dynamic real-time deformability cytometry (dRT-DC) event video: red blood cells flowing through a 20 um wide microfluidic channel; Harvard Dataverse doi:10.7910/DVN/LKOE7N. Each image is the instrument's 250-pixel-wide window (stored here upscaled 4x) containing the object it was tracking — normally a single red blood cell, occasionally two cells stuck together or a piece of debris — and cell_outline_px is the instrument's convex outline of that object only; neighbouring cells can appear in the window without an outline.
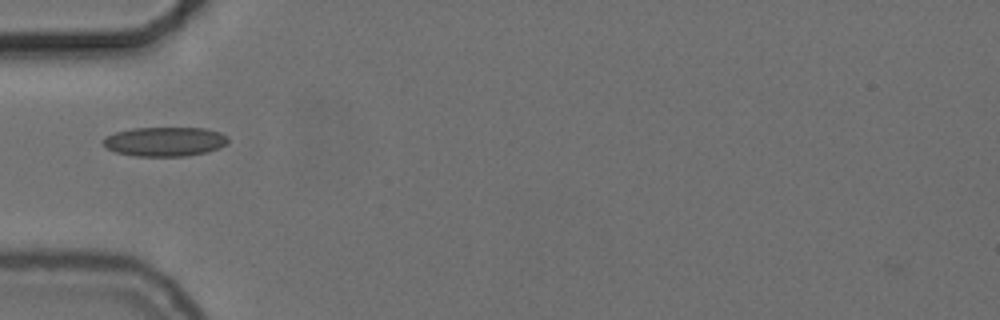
{"species": "common noctule bat (a hibernating species)", "species_latin": "Nyctalus noctula", "temperature_condition": "cold", "stored_images_in_passage": 10, "camera_frame_rate_fps": 3000, "um_per_image_px": 0.085, "animal": {"sex": "female", "body_mass_g": 24.6, "forearm_length_mm": 56.2}, "frame": {"image": 1, "passage_image": 1, "time_ms": 0.0, "image_size_px": [1000, 320], "cell_outline_px": [[228, 144], [220, 148], [208, 152], [188, 156], [132, 156], [116, 152], [108, 148], [100, 140], [104, 136], [116, 132], [132, 128], [204, 128], [220, 132], [228, 136]], "centroid_in_image_um": [14.02, 12.04], "position_along_channel_um": 71.0, "area_um2": 21.62}}
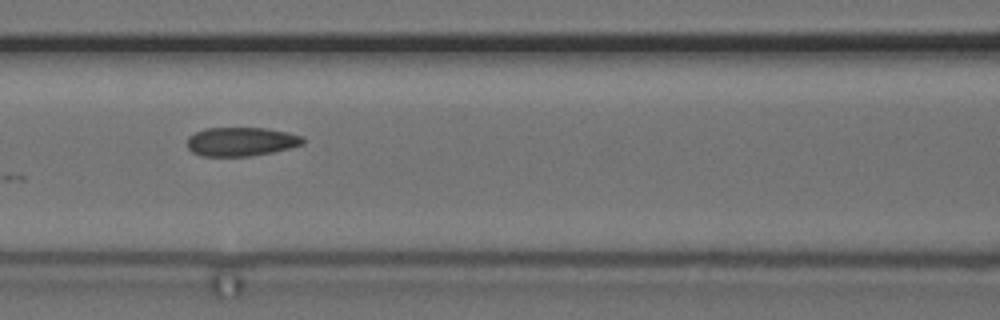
{"frame": {"image": 2, "passage_image": 7, "time_ms": 2.0, "image_size_px": [1000, 320], "cell_outline_px": [[304, 144], [272, 152], [248, 156], [200, 156], [192, 152], [188, 148], [188, 136], [204, 128], [268, 128], [288, 132], [304, 136]], "centroid_in_image_um": [20.5, 12.03], "position_along_channel_um": 146.1, "area_um2": 19.54}}
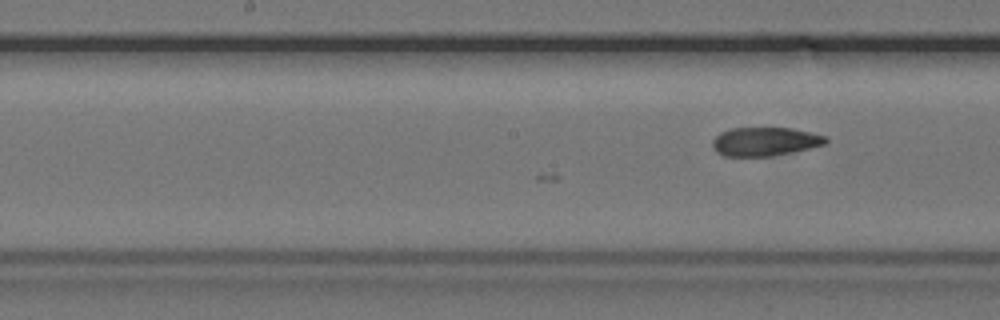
{"frame": {"image": 3, "passage_image": 10, "time_ms": 3.0, "image_size_px": [1000, 320], "cell_outline_px": [[828, 144], [792, 152], [772, 156], [724, 156], [716, 152], [712, 148], [712, 140], [720, 132], [732, 128], [792, 128], [812, 132], [828, 136]], "centroid_in_image_um": [65.05, 12.03], "position_along_channel_um": 183.2, "area_um2": 19.19}}